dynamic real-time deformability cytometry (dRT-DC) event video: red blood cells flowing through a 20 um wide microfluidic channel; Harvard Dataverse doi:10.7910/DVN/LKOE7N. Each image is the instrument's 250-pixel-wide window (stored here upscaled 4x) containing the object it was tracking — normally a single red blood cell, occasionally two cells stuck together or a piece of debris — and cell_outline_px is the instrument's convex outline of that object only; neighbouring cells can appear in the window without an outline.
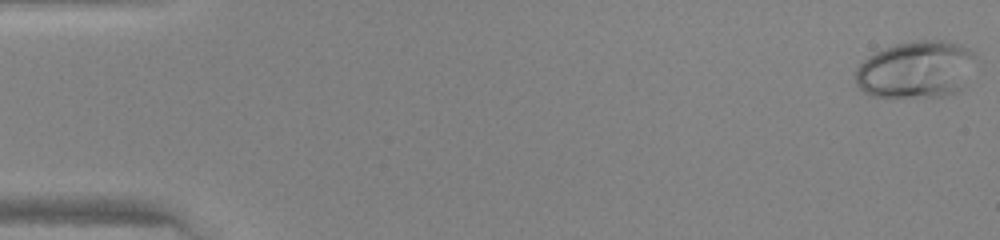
{"species": "human", "species_latin": "Homo sapiens", "temperature_condition": "warm", "stored_images_in_passage": 47, "camera_frame_rate_fps": 3000, "um_per_image_px": 0.085, "donor": {"sex": "female"}, "frame": {"image": 1, "passage_image": 1, "time_ms": 0.0, "image_size_px": [1000, 240], "cell_outline_px": [[972, 56], [960, 88], [956, 92], [944, 96], [872, 96], [864, 92], [856, 84], [856, 68], [868, 56], [876, 52], [896, 44], [920, 40], [944, 40], [960, 44], [968, 48], [972, 52]], "centroid_in_image_um": [77.77, 5.9], "position_along_channel_um": 7.2, "area_um2": 38.84}}
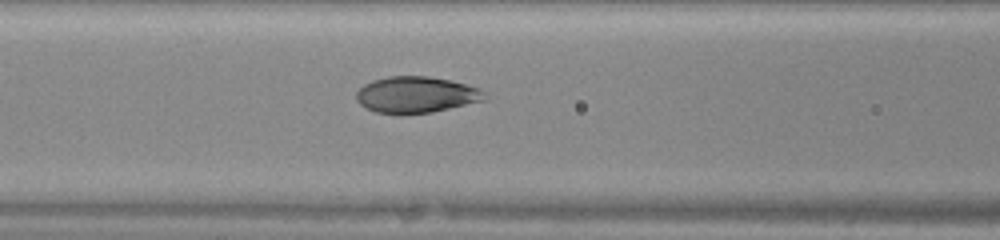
{"frame": {"image": 2, "passage_image": 20, "time_ms": 6.333, "image_size_px": [1000, 240], "cell_outline_px": [[488, 100], [432, 112], [400, 116], [376, 112], [364, 108], [356, 100], [356, 92], [364, 84], [372, 80], [388, 76], [428, 76], [448, 80], [480, 88], [484, 92]], "centroid_in_image_um": [35.35, 8.08], "position_along_channel_um": 131.2, "area_um2": 27.69}}
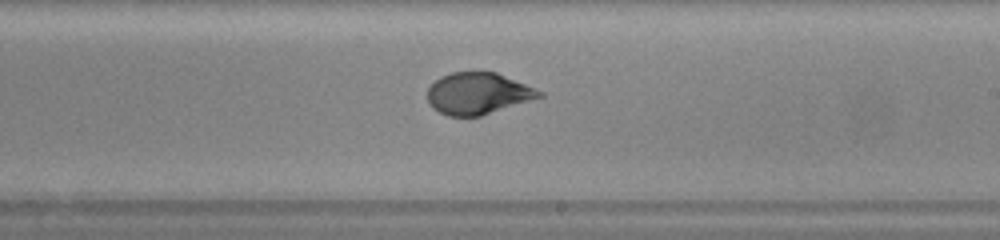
{"frame": {"image": 3, "passage_image": 28, "time_ms": 9.0, "image_size_px": [1000, 240], "cell_outline_px": [[544, 96], [480, 116], [448, 116], [432, 108], [428, 100], [428, 88], [440, 76], [452, 72], [496, 72], [544, 92]], "centroid_in_image_um": [40.62, 7.94], "position_along_channel_um": 248.4, "area_um2": 26.93}}